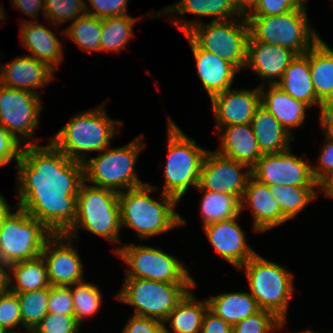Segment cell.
<instances>
[{
  "label": "cell",
  "mask_w": 333,
  "mask_h": 333,
  "mask_svg": "<svg viewBox=\"0 0 333 333\" xmlns=\"http://www.w3.org/2000/svg\"><path fill=\"white\" fill-rule=\"evenodd\" d=\"M5 330L0 326V333H3Z\"/></svg>",
  "instance_id": "60"
},
{
  "label": "cell",
  "mask_w": 333,
  "mask_h": 333,
  "mask_svg": "<svg viewBox=\"0 0 333 333\" xmlns=\"http://www.w3.org/2000/svg\"><path fill=\"white\" fill-rule=\"evenodd\" d=\"M16 167V206L36 218L51 234H65L77 216L83 163L71 160L49 141L45 146H23Z\"/></svg>",
  "instance_id": "1"
},
{
  "label": "cell",
  "mask_w": 333,
  "mask_h": 333,
  "mask_svg": "<svg viewBox=\"0 0 333 333\" xmlns=\"http://www.w3.org/2000/svg\"><path fill=\"white\" fill-rule=\"evenodd\" d=\"M320 191L327 198H333V174L320 185Z\"/></svg>",
  "instance_id": "53"
},
{
  "label": "cell",
  "mask_w": 333,
  "mask_h": 333,
  "mask_svg": "<svg viewBox=\"0 0 333 333\" xmlns=\"http://www.w3.org/2000/svg\"><path fill=\"white\" fill-rule=\"evenodd\" d=\"M227 218L202 227L212 247L218 255L235 268L242 267L257 252L249 246L245 232L239 225L238 218Z\"/></svg>",
  "instance_id": "18"
},
{
  "label": "cell",
  "mask_w": 333,
  "mask_h": 333,
  "mask_svg": "<svg viewBox=\"0 0 333 333\" xmlns=\"http://www.w3.org/2000/svg\"><path fill=\"white\" fill-rule=\"evenodd\" d=\"M220 146L216 151L225 157L252 168L263 153L253 133L251 124L223 126L218 132Z\"/></svg>",
  "instance_id": "24"
},
{
  "label": "cell",
  "mask_w": 333,
  "mask_h": 333,
  "mask_svg": "<svg viewBox=\"0 0 333 333\" xmlns=\"http://www.w3.org/2000/svg\"><path fill=\"white\" fill-rule=\"evenodd\" d=\"M255 41L283 46L297 55L305 54L321 37L310 24L307 8L275 16H246Z\"/></svg>",
  "instance_id": "9"
},
{
  "label": "cell",
  "mask_w": 333,
  "mask_h": 333,
  "mask_svg": "<svg viewBox=\"0 0 333 333\" xmlns=\"http://www.w3.org/2000/svg\"><path fill=\"white\" fill-rule=\"evenodd\" d=\"M20 25V43L30 52L26 55L46 63L57 72L64 58L63 42L40 20L32 22L25 18Z\"/></svg>",
  "instance_id": "23"
},
{
  "label": "cell",
  "mask_w": 333,
  "mask_h": 333,
  "mask_svg": "<svg viewBox=\"0 0 333 333\" xmlns=\"http://www.w3.org/2000/svg\"><path fill=\"white\" fill-rule=\"evenodd\" d=\"M291 148L263 154L251 168L252 177L268 186H320L313 178L312 163L293 154Z\"/></svg>",
  "instance_id": "14"
},
{
  "label": "cell",
  "mask_w": 333,
  "mask_h": 333,
  "mask_svg": "<svg viewBox=\"0 0 333 333\" xmlns=\"http://www.w3.org/2000/svg\"><path fill=\"white\" fill-rule=\"evenodd\" d=\"M22 149L23 145L6 129L0 127V167L10 164L13 159L17 164L21 158Z\"/></svg>",
  "instance_id": "47"
},
{
  "label": "cell",
  "mask_w": 333,
  "mask_h": 333,
  "mask_svg": "<svg viewBox=\"0 0 333 333\" xmlns=\"http://www.w3.org/2000/svg\"><path fill=\"white\" fill-rule=\"evenodd\" d=\"M296 56L297 54L289 48L255 41L250 36L245 70L250 69L263 79L259 86H263L266 82L268 85H276Z\"/></svg>",
  "instance_id": "19"
},
{
  "label": "cell",
  "mask_w": 333,
  "mask_h": 333,
  "mask_svg": "<svg viewBox=\"0 0 333 333\" xmlns=\"http://www.w3.org/2000/svg\"><path fill=\"white\" fill-rule=\"evenodd\" d=\"M80 329L74 315L48 312L32 333H79Z\"/></svg>",
  "instance_id": "42"
},
{
  "label": "cell",
  "mask_w": 333,
  "mask_h": 333,
  "mask_svg": "<svg viewBox=\"0 0 333 333\" xmlns=\"http://www.w3.org/2000/svg\"><path fill=\"white\" fill-rule=\"evenodd\" d=\"M167 117V162L163 166L165 181L161 192L179 202L190 187L198 186L208 150L198 145L195 139L189 138L171 116Z\"/></svg>",
  "instance_id": "5"
},
{
  "label": "cell",
  "mask_w": 333,
  "mask_h": 333,
  "mask_svg": "<svg viewBox=\"0 0 333 333\" xmlns=\"http://www.w3.org/2000/svg\"><path fill=\"white\" fill-rule=\"evenodd\" d=\"M191 46L196 72L209 98L232 88L240 73L232 64L219 56L201 49L187 34H183Z\"/></svg>",
  "instance_id": "21"
},
{
  "label": "cell",
  "mask_w": 333,
  "mask_h": 333,
  "mask_svg": "<svg viewBox=\"0 0 333 333\" xmlns=\"http://www.w3.org/2000/svg\"><path fill=\"white\" fill-rule=\"evenodd\" d=\"M150 13L151 18H158L161 15L176 16L192 14L199 17H213L211 21H223L240 17L244 10L235 0H177L172 5L164 6L158 12Z\"/></svg>",
  "instance_id": "26"
},
{
  "label": "cell",
  "mask_w": 333,
  "mask_h": 333,
  "mask_svg": "<svg viewBox=\"0 0 333 333\" xmlns=\"http://www.w3.org/2000/svg\"><path fill=\"white\" fill-rule=\"evenodd\" d=\"M74 317L83 326L84 319L94 317L102 307V293L96 284L85 280L70 286Z\"/></svg>",
  "instance_id": "37"
},
{
  "label": "cell",
  "mask_w": 333,
  "mask_h": 333,
  "mask_svg": "<svg viewBox=\"0 0 333 333\" xmlns=\"http://www.w3.org/2000/svg\"><path fill=\"white\" fill-rule=\"evenodd\" d=\"M287 321H281L272 312L260 310L239 321L232 327V333H271L281 331Z\"/></svg>",
  "instance_id": "40"
},
{
  "label": "cell",
  "mask_w": 333,
  "mask_h": 333,
  "mask_svg": "<svg viewBox=\"0 0 333 333\" xmlns=\"http://www.w3.org/2000/svg\"><path fill=\"white\" fill-rule=\"evenodd\" d=\"M91 7L85 2L86 13L97 18L103 19L130 15L127 13L129 0H86Z\"/></svg>",
  "instance_id": "44"
},
{
  "label": "cell",
  "mask_w": 333,
  "mask_h": 333,
  "mask_svg": "<svg viewBox=\"0 0 333 333\" xmlns=\"http://www.w3.org/2000/svg\"><path fill=\"white\" fill-rule=\"evenodd\" d=\"M2 3H0V23L5 21V17H7L6 15V11L4 6L1 5ZM6 15V16H5ZM1 25V24H0Z\"/></svg>",
  "instance_id": "56"
},
{
  "label": "cell",
  "mask_w": 333,
  "mask_h": 333,
  "mask_svg": "<svg viewBox=\"0 0 333 333\" xmlns=\"http://www.w3.org/2000/svg\"><path fill=\"white\" fill-rule=\"evenodd\" d=\"M312 83L319 102L333 97V50L320 38L309 49Z\"/></svg>",
  "instance_id": "31"
},
{
  "label": "cell",
  "mask_w": 333,
  "mask_h": 333,
  "mask_svg": "<svg viewBox=\"0 0 333 333\" xmlns=\"http://www.w3.org/2000/svg\"><path fill=\"white\" fill-rule=\"evenodd\" d=\"M157 189L146 183L118 194L121 228L133 229L142 241L187 224V220L175 211L179 203L175 198L162 192L161 201L151 197L150 193Z\"/></svg>",
  "instance_id": "2"
},
{
  "label": "cell",
  "mask_w": 333,
  "mask_h": 333,
  "mask_svg": "<svg viewBox=\"0 0 333 333\" xmlns=\"http://www.w3.org/2000/svg\"><path fill=\"white\" fill-rule=\"evenodd\" d=\"M163 322L150 317L131 315L121 333H158Z\"/></svg>",
  "instance_id": "48"
},
{
  "label": "cell",
  "mask_w": 333,
  "mask_h": 333,
  "mask_svg": "<svg viewBox=\"0 0 333 333\" xmlns=\"http://www.w3.org/2000/svg\"><path fill=\"white\" fill-rule=\"evenodd\" d=\"M26 332H20L19 330L17 331H4L3 333H32V331L25 329Z\"/></svg>",
  "instance_id": "57"
},
{
  "label": "cell",
  "mask_w": 333,
  "mask_h": 333,
  "mask_svg": "<svg viewBox=\"0 0 333 333\" xmlns=\"http://www.w3.org/2000/svg\"><path fill=\"white\" fill-rule=\"evenodd\" d=\"M44 3L45 0H11V5L25 16L32 18V22L39 20L41 10L44 17Z\"/></svg>",
  "instance_id": "51"
},
{
  "label": "cell",
  "mask_w": 333,
  "mask_h": 333,
  "mask_svg": "<svg viewBox=\"0 0 333 333\" xmlns=\"http://www.w3.org/2000/svg\"><path fill=\"white\" fill-rule=\"evenodd\" d=\"M201 333H232V326L207 309L203 315Z\"/></svg>",
  "instance_id": "49"
},
{
  "label": "cell",
  "mask_w": 333,
  "mask_h": 333,
  "mask_svg": "<svg viewBox=\"0 0 333 333\" xmlns=\"http://www.w3.org/2000/svg\"><path fill=\"white\" fill-rule=\"evenodd\" d=\"M138 18L130 15L102 19L100 52H119L127 47L134 36V27Z\"/></svg>",
  "instance_id": "35"
},
{
  "label": "cell",
  "mask_w": 333,
  "mask_h": 333,
  "mask_svg": "<svg viewBox=\"0 0 333 333\" xmlns=\"http://www.w3.org/2000/svg\"><path fill=\"white\" fill-rule=\"evenodd\" d=\"M10 273V291L16 294L50 286L42 256L11 264Z\"/></svg>",
  "instance_id": "32"
},
{
  "label": "cell",
  "mask_w": 333,
  "mask_h": 333,
  "mask_svg": "<svg viewBox=\"0 0 333 333\" xmlns=\"http://www.w3.org/2000/svg\"><path fill=\"white\" fill-rule=\"evenodd\" d=\"M10 291V264L0 258V293Z\"/></svg>",
  "instance_id": "52"
},
{
  "label": "cell",
  "mask_w": 333,
  "mask_h": 333,
  "mask_svg": "<svg viewBox=\"0 0 333 333\" xmlns=\"http://www.w3.org/2000/svg\"><path fill=\"white\" fill-rule=\"evenodd\" d=\"M48 312L74 315L70 286H49Z\"/></svg>",
  "instance_id": "45"
},
{
  "label": "cell",
  "mask_w": 333,
  "mask_h": 333,
  "mask_svg": "<svg viewBox=\"0 0 333 333\" xmlns=\"http://www.w3.org/2000/svg\"><path fill=\"white\" fill-rule=\"evenodd\" d=\"M307 0H254L246 16H275L297 8H307Z\"/></svg>",
  "instance_id": "41"
},
{
  "label": "cell",
  "mask_w": 333,
  "mask_h": 333,
  "mask_svg": "<svg viewBox=\"0 0 333 333\" xmlns=\"http://www.w3.org/2000/svg\"><path fill=\"white\" fill-rule=\"evenodd\" d=\"M192 290L194 288L163 321V328L168 333H201L202 319L208 309V301L207 298L199 301Z\"/></svg>",
  "instance_id": "30"
},
{
  "label": "cell",
  "mask_w": 333,
  "mask_h": 333,
  "mask_svg": "<svg viewBox=\"0 0 333 333\" xmlns=\"http://www.w3.org/2000/svg\"><path fill=\"white\" fill-rule=\"evenodd\" d=\"M211 108L217 133L223 126L250 124L256 108L261 104L259 85L251 89L230 88L213 96Z\"/></svg>",
  "instance_id": "17"
},
{
  "label": "cell",
  "mask_w": 333,
  "mask_h": 333,
  "mask_svg": "<svg viewBox=\"0 0 333 333\" xmlns=\"http://www.w3.org/2000/svg\"><path fill=\"white\" fill-rule=\"evenodd\" d=\"M101 25L102 19L86 13L61 33L86 52H100Z\"/></svg>",
  "instance_id": "36"
},
{
  "label": "cell",
  "mask_w": 333,
  "mask_h": 333,
  "mask_svg": "<svg viewBox=\"0 0 333 333\" xmlns=\"http://www.w3.org/2000/svg\"><path fill=\"white\" fill-rule=\"evenodd\" d=\"M14 208L0 224V258L10 265L41 256L44 243L52 235L27 211Z\"/></svg>",
  "instance_id": "11"
},
{
  "label": "cell",
  "mask_w": 333,
  "mask_h": 333,
  "mask_svg": "<svg viewBox=\"0 0 333 333\" xmlns=\"http://www.w3.org/2000/svg\"><path fill=\"white\" fill-rule=\"evenodd\" d=\"M85 14V0H45L44 3V18L55 29Z\"/></svg>",
  "instance_id": "39"
},
{
  "label": "cell",
  "mask_w": 333,
  "mask_h": 333,
  "mask_svg": "<svg viewBox=\"0 0 333 333\" xmlns=\"http://www.w3.org/2000/svg\"><path fill=\"white\" fill-rule=\"evenodd\" d=\"M118 194L83 181L77 195V216L65 235L79 240V228L82 227L118 245L122 233Z\"/></svg>",
  "instance_id": "6"
},
{
  "label": "cell",
  "mask_w": 333,
  "mask_h": 333,
  "mask_svg": "<svg viewBox=\"0 0 333 333\" xmlns=\"http://www.w3.org/2000/svg\"><path fill=\"white\" fill-rule=\"evenodd\" d=\"M73 242L65 234H52L44 243L41 256L50 285L71 286L84 280V265Z\"/></svg>",
  "instance_id": "16"
},
{
  "label": "cell",
  "mask_w": 333,
  "mask_h": 333,
  "mask_svg": "<svg viewBox=\"0 0 333 333\" xmlns=\"http://www.w3.org/2000/svg\"><path fill=\"white\" fill-rule=\"evenodd\" d=\"M296 100L306 103L310 109L320 104L312 83L309 63V50L297 55L285 70L281 80L276 84Z\"/></svg>",
  "instance_id": "28"
},
{
  "label": "cell",
  "mask_w": 333,
  "mask_h": 333,
  "mask_svg": "<svg viewBox=\"0 0 333 333\" xmlns=\"http://www.w3.org/2000/svg\"><path fill=\"white\" fill-rule=\"evenodd\" d=\"M259 86L261 104L281 123L294 138L293 129L304 125L306 112L310 108L306 103L296 100L277 85Z\"/></svg>",
  "instance_id": "25"
},
{
  "label": "cell",
  "mask_w": 333,
  "mask_h": 333,
  "mask_svg": "<svg viewBox=\"0 0 333 333\" xmlns=\"http://www.w3.org/2000/svg\"><path fill=\"white\" fill-rule=\"evenodd\" d=\"M198 191L203 196L199 206L202 227L241 215V201L236 196L202 189Z\"/></svg>",
  "instance_id": "34"
},
{
  "label": "cell",
  "mask_w": 333,
  "mask_h": 333,
  "mask_svg": "<svg viewBox=\"0 0 333 333\" xmlns=\"http://www.w3.org/2000/svg\"><path fill=\"white\" fill-rule=\"evenodd\" d=\"M244 208L251 209L253 218V231L265 233L271 228L286 223L280 207L273 198L269 187L257 181L252 176L247 182L243 197L241 199V214Z\"/></svg>",
  "instance_id": "22"
},
{
  "label": "cell",
  "mask_w": 333,
  "mask_h": 333,
  "mask_svg": "<svg viewBox=\"0 0 333 333\" xmlns=\"http://www.w3.org/2000/svg\"><path fill=\"white\" fill-rule=\"evenodd\" d=\"M24 329L33 331L48 313L49 287L17 293Z\"/></svg>",
  "instance_id": "38"
},
{
  "label": "cell",
  "mask_w": 333,
  "mask_h": 333,
  "mask_svg": "<svg viewBox=\"0 0 333 333\" xmlns=\"http://www.w3.org/2000/svg\"><path fill=\"white\" fill-rule=\"evenodd\" d=\"M55 74L46 63L25 53L6 65L0 64V84L38 95H41L38 89L54 81Z\"/></svg>",
  "instance_id": "20"
},
{
  "label": "cell",
  "mask_w": 333,
  "mask_h": 333,
  "mask_svg": "<svg viewBox=\"0 0 333 333\" xmlns=\"http://www.w3.org/2000/svg\"><path fill=\"white\" fill-rule=\"evenodd\" d=\"M171 17H168L172 20L171 23L183 34H187L201 49L226 60L238 71H244L242 69H245L247 64L250 37L245 13L240 17L208 23L197 18L192 21Z\"/></svg>",
  "instance_id": "4"
},
{
  "label": "cell",
  "mask_w": 333,
  "mask_h": 333,
  "mask_svg": "<svg viewBox=\"0 0 333 333\" xmlns=\"http://www.w3.org/2000/svg\"><path fill=\"white\" fill-rule=\"evenodd\" d=\"M0 326L5 331L23 327L18 296L14 292L0 293Z\"/></svg>",
  "instance_id": "43"
},
{
  "label": "cell",
  "mask_w": 333,
  "mask_h": 333,
  "mask_svg": "<svg viewBox=\"0 0 333 333\" xmlns=\"http://www.w3.org/2000/svg\"><path fill=\"white\" fill-rule=\"evenodd\" d=\"M41 101V95L0 84V127L23 146L38 145L40 138L33 136L39 125L43 107ZM26 140L30 142L25 143Z\"/></svg>",
  "instance_id": "13"
},
{
  "label": "cell",
  "mask_w": 333,
  "mask_h": 333,
  "mask_svg": "<svg viewBox=\"0 0 333 333\" xmlns=\"http://www.w3.org/2000/svg\"><path fill=\"white\" fill-rule=\"evenodd\" d=\"M235 1L245 11L254 0H235Z\"/></svg>",
  "instance_id": "55"
},
{
  "label": "cell",
  "mask_w": 333,
  "mask_h": 333,
  "mask_svg": "<svg viewBox=\"0 0 333 333\" xmlns=\"http://www.w3.org/2000/svg\"><path fill=\"white\" fill-rule=\"evenodd\" d=\"M143 139L144 134H140L124 146L110 145L98 156L89 157L83 163L84 181L117 193L145 185L134 169L139 153L146 147Z\"/></svg>",
  "instance_id": "7"
},
{
  "label": "cell",
  "mask_w": 333,
  "mask_h": 333,
  "mask_svg": "<svg viewBox=\"0 0 333 333\" xmlns=\"http://www.w3.org/2000/svg\"><path fill=\"white\" fill-rule=\"evenodd\" d=\"M295 333V332H294ZM296 333H320V332H315L314 330L312 331V329L310 330V329H307V330H305V331H299V332H296Z\"/></svg>",
  "instance_id": "58"
},
{
  "label": "cell",
  "mask_w": 333,
  "mask_h": 333,
  "mask_svg": "<svg viewBox=\"0 0 333 333\" xmlns=\"http://www.w3.org/2000/svg\"><path fill=\"white\" fill-rule=\"evenodd\" d=\"M113 252L126 264L125 278H141L169 283H196L189 269L177 257L159 247L127 244Z\"/></svg>",
  "instance_id": "12"
},
{
  "label": "cell",
  "mask_w": 333,
  "mask_h": 333,
  "mask_svg": "<svg viewBox=\"0 0 333 333\" xmlns=\"http://www.w3.org/2000/svg\"><path fill=\"white\" fill-rule=\"evenodd\" d=\"M318 122L325 136L333 138V97L319 104Z\"/></svg>",
  "instance_id": "50"
},
{
  "label": "cell",
  "mask_w": 333,
  "mask_h": 333,
  "mask_svg": "<svg viewBox=\"0 0 333 333\" xmlns=\"http://www.w3.org/2000/svg\"><path fill=\"white\" fill-rule=\"evenodd\" d=\"M10 204L7 203L4 195L0 194V224L2 218L7 214V212L11 209Z\"/></svg>",
  "instance_id": "54"
},
{
  "label": "cell",
  "mask_w": 333,
  "mask_h": 333,
  "mask_svg": "<svg viewBox=\"0 0 333 333\" xmlns=\"http://www.w3.org/2000/svg\"><path fill=\"white\" fill-rule=\"evenodd\" d=\"M197 283H169L125 278L115 299L134 308L133 315L164 321Z\"/></svg>",
  "instance_id": "10"
},
{
  "label": "cell",
  "mask_w": 333,
  "mask_h": 333,
  "mask_svg": "<svg viewBox=\"0 0 333 333\" xmlns=\"http://www.w3.org/2000/svg\"><path fill=\"white\" fill-rule=\"evenodd\" d=\"M238 270L245 271L250 294L262 310L287 321L289 302L294 296V275L284 266L256 253Z\"/></svg>",
  "instance_id": "8"
},
{
  "label": "cell",
  "mask_w": 333,
  "mask_h": 333,
  "mask_svg": "<svg viewBox=\"0 0 333 333\" xmlns=\"http://www.w3.org/2000/svg\"><path fill=\"white\" fill-rule=\"evenodd\" d=\"M208 309L232 327L239 321L260 311L255 298L248 291L224 292L207 298Z\"/></svg>",
  "instance_id": "29"
},
{
  "label": "cell",
  "mask_w": 333,
  "mask_h": 333,
  "mask_svg": "<svg viewBox=\"0 0 333 333\" xmlns=\"http://www.w3.org/2000/svg\"><path fill=\"white\" fill-rule=\"evenodd\" d=\"M250 124L263 154L285 151L295 139L262 104L256 108Z\"/></svg>",
  "instance_id": "27"
},
{
  "label": "cell",
  "mask_w": 333,
  "mask_h": 333,
  "mask_svg": "<svg viewBox=\"0 0 333 333\" xmlns=\"http://www.w3.org/2000/svg\"><path fill=\"white\" fill-rule=\"evenodd\" d=\"M158 333H168L164 328H162Z\"/></svg>",
  "instance_id": "59"
},
{
  "label": "cell",
  "mask_w": 333,
  "mask_h": 333,
  "mask_svg": "<svg viewBox=\"0 0 333 333\" xmlns=\"http://www.w3.org/2000/svg\"><path fill=\"white\" fill-rule=\"evenodd\" d=\"M273 198L278 203L284 218L288 221L306 209L313 201L319 198L320 186H268ZM318 189V190H317Z\"/></svg>",
  "instance_id": "33"
},
{
  "label": "cell",
  "mask_w": 333,
  "mask_h": 333,
  "mask_svg": "<svg viewBox=\"0 0 333 333\" xmlns=\"http://www.w3.org/2000/svg\"><path fill=\"white\" fill-rule=\"evenodd\" d=\"M251 176V168L246 164L208 150L195 189L234 195L241 201Z\"/></svg>",
  "instance_id": "15"
},
{
  "label": "cell",
  "mask_w": 333,
  "mask_h": 333,
  "mask_svg": "<svg viewBox=\"0 0 333 333\" xmlns=\"http://www.w3.org/2000/svg\"><path fill=\"white\" fill-rule=\"evenodd\" d=\"M324 138V145L317 158L318 165L312 164V175L319 185L333 174V138L328 136Z\"/></svg>",
  "instance_id": "46"
},
{
  "label": "cell",
  "mask_w": 333,
  "mask_h": 333,
  "mask_svg": "<svg viewBox=\"0 0 333 333\" xmlns=\"http://www.w3.org/2000/svg\"><path fill=\"white\" fill-rule=\"evenodd\" d=\"M103 102L99 107L84 110L69 118L49 141L68 158L81 163L89 158L91 152L100 153L109 147L124 122L110 118L105 110L106 102Z\"/></svg>",
  "instance_id": "3"
}]
</instances>
